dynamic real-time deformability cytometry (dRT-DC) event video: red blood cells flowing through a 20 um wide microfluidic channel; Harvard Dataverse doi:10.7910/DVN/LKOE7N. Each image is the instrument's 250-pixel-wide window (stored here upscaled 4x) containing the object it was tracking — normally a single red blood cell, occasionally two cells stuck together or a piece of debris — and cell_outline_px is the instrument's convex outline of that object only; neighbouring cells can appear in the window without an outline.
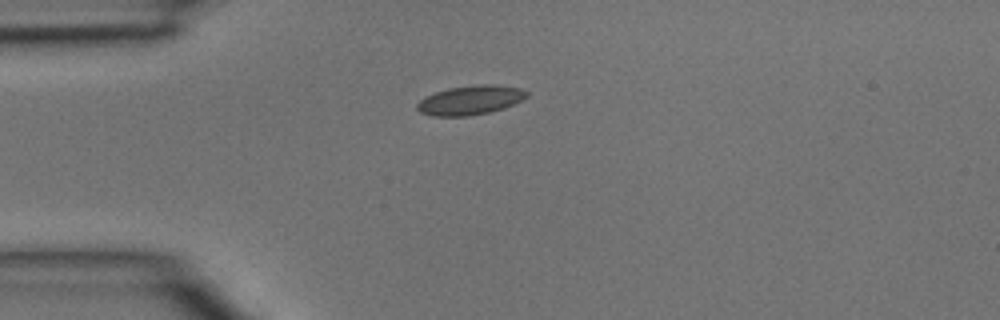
{"species": "common noctule bat (a hibernating species)", "species_latin": "Nyctalus noctula", "temperature_condition": "room temperature", "stored_images_in_passage": 1, "camera_frame_rate_fps": 3000, "um_per_image_px": 0.085, "animal": {"sex": "male", "body_mass_g": 15.6}, "frame": {"image": 1, "passage_image": 1, "time_ms": 0.0, "image_size_px": [1000, 320], "cell_outline_px": [[528, 96], [504, 108], [488, 112], [468, 116], [432, 116], [420, 112], [416, 108], [416, 104], [424, 96], [448, 88], [476, 84], [496, 84], [520, 88], [528, 92]], "centroid_in_image_um": [39.95, 8.5], "position_along_channel_um": 45.1, "area_um2": 18.73}}